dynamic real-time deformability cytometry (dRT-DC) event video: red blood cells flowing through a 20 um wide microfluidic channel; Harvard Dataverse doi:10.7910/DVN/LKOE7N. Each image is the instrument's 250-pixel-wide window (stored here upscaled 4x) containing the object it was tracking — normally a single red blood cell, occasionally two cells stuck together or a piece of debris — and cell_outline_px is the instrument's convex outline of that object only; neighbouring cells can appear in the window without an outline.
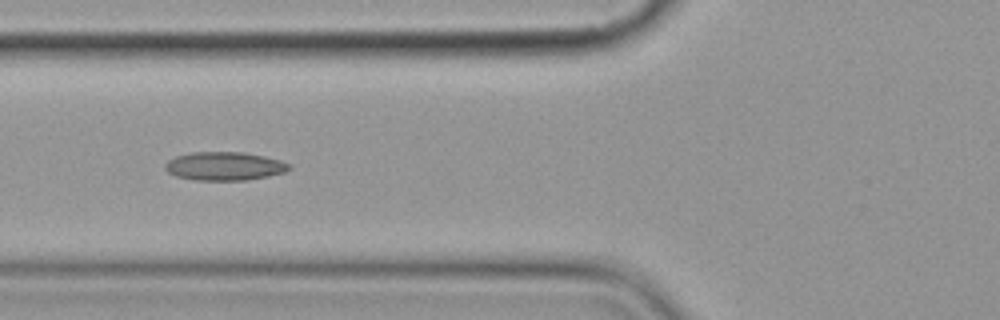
{"species": "common noctule bat (a hibernating species)", "species_latin": "Nyctalus noctula", "temperature_condition": "cold", "stored_images_in_passage": 4, "camera_frame_rate_fps": 3000, "um_per_image_px": 0.085, "animal": {"sex": "female", "body_mass_g": 19.9}, "frame": {"image": 1, "passage_image": 3, "time_ms": 3.0, "image_size_px": [1000, 320], "cell_outline_px": [[292, 168], [284, 172], [268, 176], [248, 180], [192, 180], [176, 176], [168, 172], [164, 168], [164, 164], [168, 160], [176, 156], [192, 152], [244, 152], [264, 156], [280, 160], [292, 164]], "centroid_in_image_um": [19.09, 14.12], "position_along_channel_um": 106.7, "area_um2": 20.75}}
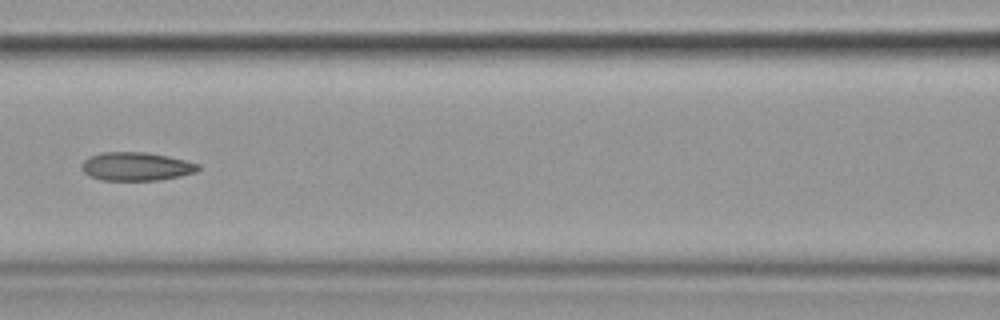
{"frame": {"image": 2, "passage_image": 4, "time_ms": 4.333, "image_size_px": [1000, 320], "cell_outline_px": [[200, 168], [196, 172], [180, 176], [160, 180], [100, 180], [88, 176], [80, 168], [80, 164], [88, 156], [100, 152], [148, 152], [168, 156], [200, 164]], "centroid_in_image_um": [11.54, 14.14], "position_along_channel_um": 155.1, "area_um2": 19.59}}